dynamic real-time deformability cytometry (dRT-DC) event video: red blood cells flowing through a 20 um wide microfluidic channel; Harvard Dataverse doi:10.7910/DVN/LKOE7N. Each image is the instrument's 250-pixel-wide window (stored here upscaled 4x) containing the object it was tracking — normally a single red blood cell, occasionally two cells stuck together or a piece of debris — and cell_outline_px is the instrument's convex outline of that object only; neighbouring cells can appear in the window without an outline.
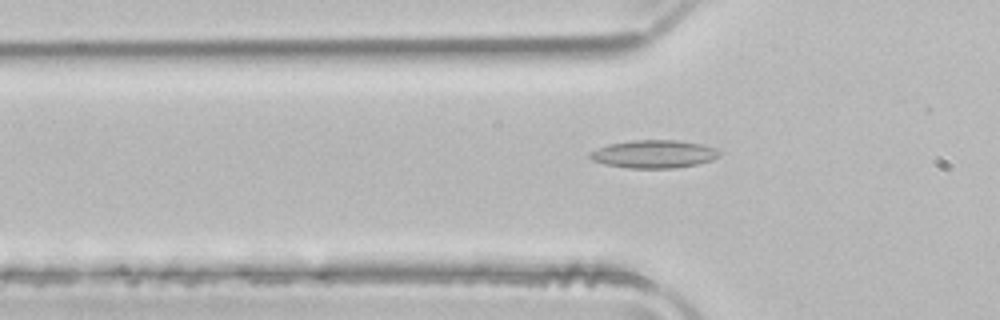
{"species": "common noctule bat (a hibernating species)", "species_latin": "Nyctalus noctula", "temperature_condition": "room temperature", "stored_images_in_passage": 48, "camera_frame_rate_fps": 3000, "um_per_image_px": 0.085, "animal": {"sex": "male", "body_mass_g": 21.5, "forearm_length_mm": 52.0}, "frame": {"image": 1, "passage_image": 13, "time_ms": 4.0, "image_size_px": [1000, 320], "cell_outline_px": [[720, 156], [712, 160], [696, 164], [676, 168], [628, 168], [604, 164], [592, 160], [588, 156], [588, 152], [596, 148], [608, 144], [632, 140], [676, 140], [700, 144], [716, 148], [720, 152]], "centroid_in_image_um": [55.54, 13.09], "position_along_channel_um": 70.3, "area_um2": 21.21}}
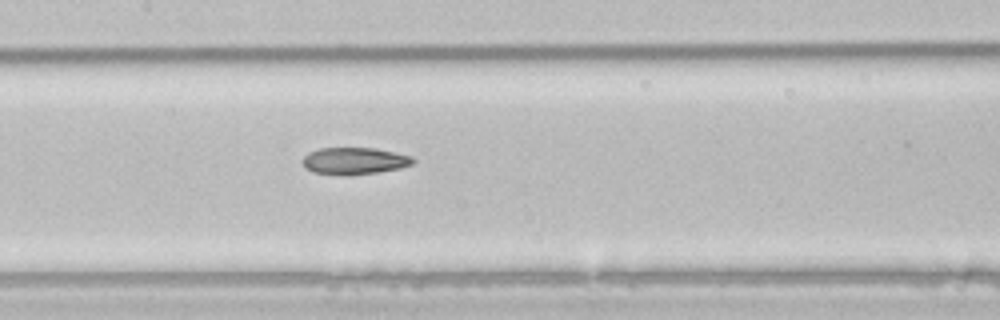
{"frame": {"image": 2, "passage_image": 21, "time_ms": 6.667, "image_size_px": [1000, 320], "cell_outline_px": [[416, 160], [412, 164], [400, 168], [352, 176], [344, 176], [312, 172], [304, 168], [304, 156], [308, 152], [320, 148], [376, 148], [412, 156]], "centroid_in_image_um": [30.12, 13.69], "position_along_channel_um": 177.3, "area_um2": 17.51}}
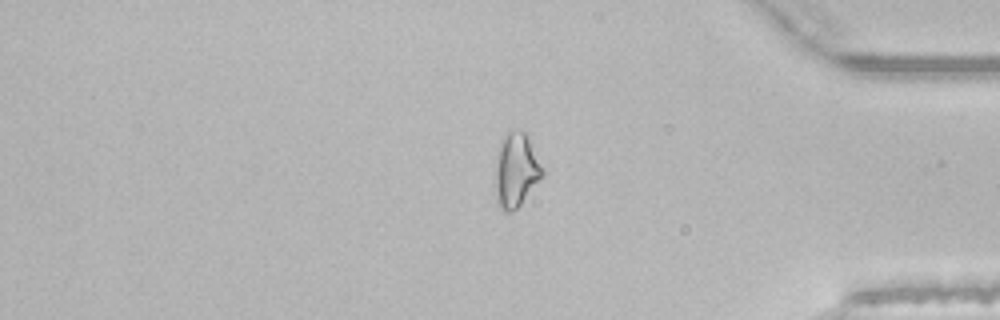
{"frame": {"image": 3, "passage_image": 39, "time_ms": 12.667, "image_size_px": [1000, 320], "cell_outline_px": [[544, 172], [520, 204], [512, 212], [504, 212], [500, 208], [496, 200], [492, 180], [500, 148], [504, 136], [508, 132], [520, 128], [528, 132]], "centroid_in_image_um": [43.83, 14.44], "position_along_channel_um": 391.4, "area_um2": 20.52}, "authors_computed_cell_mechanics": {"area_um2": 19.1607, "velocity_mm_per_s": 3.9775, "shape_relaxation_time_tau1_ms": null, "shape_relaxation_time_tau2_ms": 5.7471, "deformation_change_tau1": null, "deformation_change_tau2": 0.1535}}